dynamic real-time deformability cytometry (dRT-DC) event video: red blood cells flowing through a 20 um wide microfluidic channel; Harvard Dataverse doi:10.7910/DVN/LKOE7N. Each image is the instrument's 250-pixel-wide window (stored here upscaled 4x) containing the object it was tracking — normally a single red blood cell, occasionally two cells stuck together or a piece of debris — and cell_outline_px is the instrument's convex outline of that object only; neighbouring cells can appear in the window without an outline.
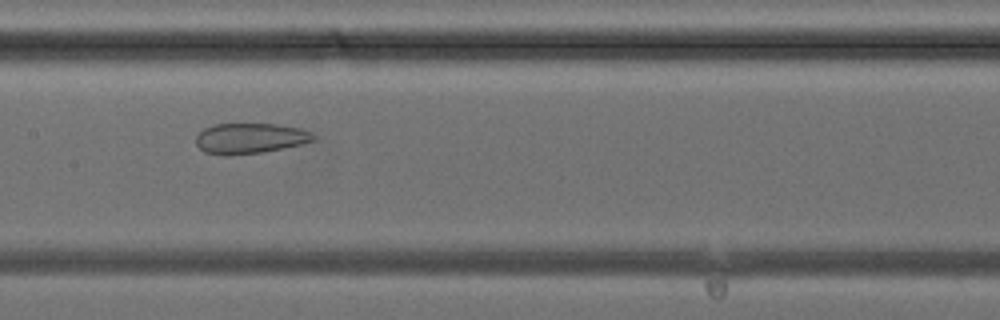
{"species": "common noctule bat (a hibernating species)", "species_latin": "Nyctalus noctula", "temperature_condition": "cold", "stored_images_in_passage": 40, "camera_frame_rate_fps": 3000, "um_per_image_px": 0.085, "animal": {"sex": "female", "body_mass_g": 24.6, "forearm_length_mm": 56.2}, "frame": {"image": 1, "passage_image": 20, "time_ms": 6.333, "image_size_px": [1000, 320], "cell_outline_px": [[316, 140], [300, 144], [264, 152], [228, 156], [224, 156], [204, 152], [196, 144], [196, 136], [204, 128], [216, 124], [276, 124], [300, 128], [312, 132], [316, 136]], "centroid_in_image_um": [21.25, 11.77], "position_along_channel_um": 186.1, "area_um2": 20.98}}
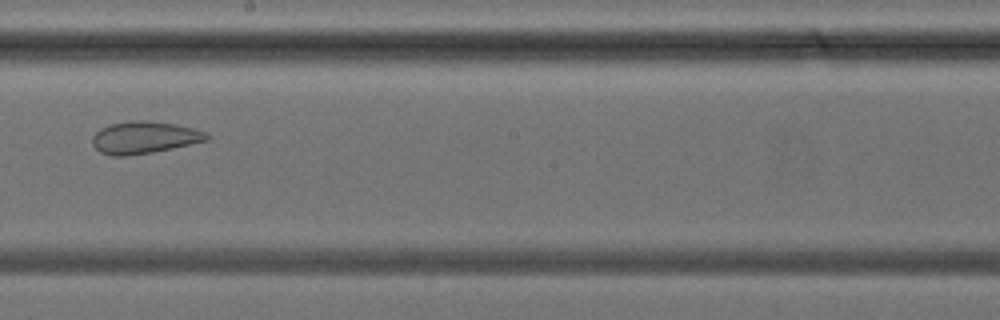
{"frame": {"image": 2, "passage_image": 23, "time_ms": 7.333, "image_size_px": [1000, 320], "cell_outline_px": [[208, 140], [172, 148], [152, 152], [124, 156], [112, 156], [100, 152], [92, 144], [92, 136], [100, 128], [112, 124], [136, 120], [144, 120], [176, 124], [192, 128], [204, 132], [208, 136]], "centroid_in_image_um": [12.22, 11.69], "position_along_channel_um": 236.0, "area_um2": 21.15}}
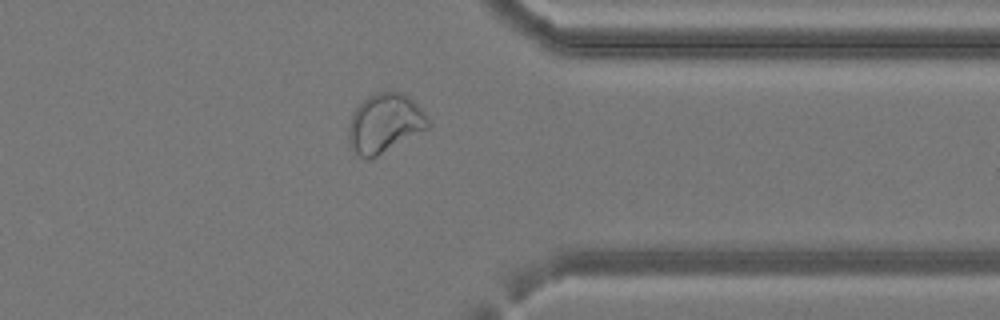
{"frame": {"image": 3, "passage_image": 32, "time_ms": 10.333, "image_size_px": [1000, 320], "cell_outline_px": [[432, 124], [428, 128], [372, 160], [360, 156], [348, 144], [348, 124], [352, 112], [368, 96], [376, 92], [404, 92], [424, 112]], "centroid_in_image_um": [32.69, 10.49], "position_along_channel_um": 378.7, "area_um2": 27.57}}